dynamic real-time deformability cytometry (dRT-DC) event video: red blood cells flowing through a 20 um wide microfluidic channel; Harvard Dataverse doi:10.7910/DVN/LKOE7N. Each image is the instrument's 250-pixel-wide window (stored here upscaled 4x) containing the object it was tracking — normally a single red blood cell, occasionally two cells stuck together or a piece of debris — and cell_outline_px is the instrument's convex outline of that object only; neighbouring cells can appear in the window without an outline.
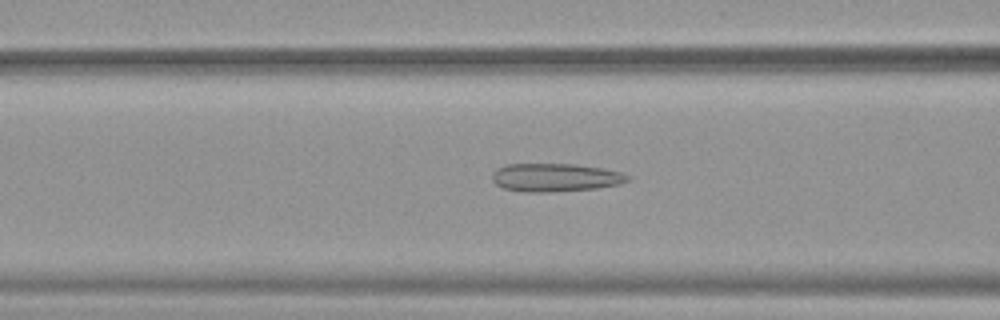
{"species": "common noctule bat (a hibernating species)", "species_latin": "Nyctalus noctula", "temperature_condition": "warm", "stored_images_in_passage": 46, "camera_frame_rate_fps": 3000, "um_per_image_px": 0.085, "animal": {"sex": "female", "body_mass_g": 19.9}, "frame": {"image": 1, "passage_image": 15, "time_ms": 4.667, "image_size_px": [1000, 320], "cell_outline_px": [[632, 180], [620, 184], [596, 188], [548, 192], [524, 192], [504, 188], [496, 184], [492, 180], [492, 172], [496, 168], [508, 164], [576, 164], [600, 168], [620, 172], [632, 176]], "centroid_in_image_um": [47.21, 15.08], "position_along_channel_um": 119.4, "area_um2": 22.37}}
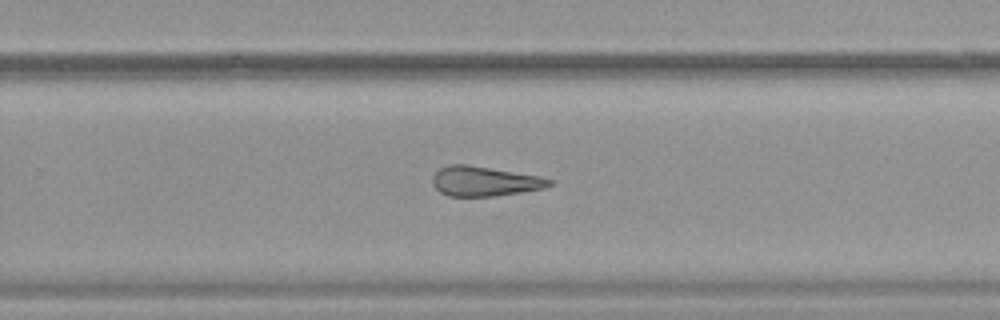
{"frame": {"image": 2, "passage_image": 28, "time_ms": 9.0, "image_size_px": [1000, 320], "cell_outline_px": [[556, 184], [544, 188], [520, 192], [492, 196], [448, 196], [440, 192], [432, 184], [432, 176], [440, 168], [448, 164], [468, 164], [540, 176], [556, 180]], "centroid_in_image_um": [41.21, 15.4], "position_along_channel_um": 288.6, "area_um2": 20.46}}
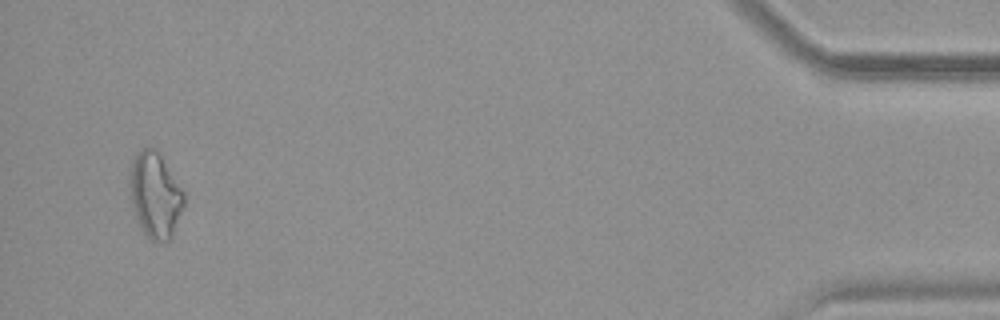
{"frame": {"image": 3, "passage_image": 44, "time_ms": 14.333, "image_size_px": [1000, 320], "cell_outline_px": [[184, 204], [172, 236], [168, 240], [152, 240], [140, 228], [132, 208], [128, 184], [128, 168], [132, 160], [144, 144], [156, 148], [184, 192]], "centroid_in_image_um": [13.13, 16.51], "position_along_channel_um": 422.1, "area_um2": 27.28}, "authors_computed_cell_mechanics": {"area_um2": 22.7443, "velocity_mm_per_s": 3.9204, "shape_relaxation_time_tau1_ms": null, "shape_relaxation_time_tau2_ms": 2.4719, "deformation_change_tau1": null, "deformation_change_tau2": 0.1228}}